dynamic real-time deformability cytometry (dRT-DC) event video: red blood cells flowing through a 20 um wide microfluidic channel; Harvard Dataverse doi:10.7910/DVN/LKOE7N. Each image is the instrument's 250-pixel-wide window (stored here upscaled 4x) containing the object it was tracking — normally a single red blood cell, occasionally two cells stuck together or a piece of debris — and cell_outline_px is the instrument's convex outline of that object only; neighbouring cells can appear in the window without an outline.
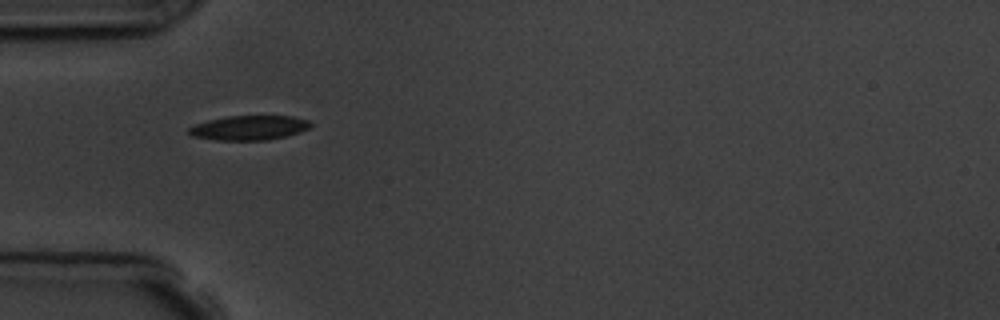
{"species": "common noctule bat (a hibernating species)", "species_latin": "Nyctalus noctula", "temperature_condition": "room temperature", "stored_images_in_passage": 5, "camera_frame_rate_fps": 3000, "um_per_image_px": 0.085, "animal": {"sex": "male", "body_mass_g": 19.5, "forearm_length_mm": 54.6}, "frame": {"image": 1, "passage_image": 1, "time_ms": 0.0, "image_size_px": [1000, 320], "cell_outline_px": [[312, 128], [288, 136], [268, 140], [216, 140], [192, 136], [188, 132], [188, 128], [196, 124], [208, 120], [228, 116], [292, 116], [308, 120], [312, 124]], "centroid_in_image_um": [21.22, 10.86], "position_along_channel_um": 63.8, "area_um2": 17.51}}